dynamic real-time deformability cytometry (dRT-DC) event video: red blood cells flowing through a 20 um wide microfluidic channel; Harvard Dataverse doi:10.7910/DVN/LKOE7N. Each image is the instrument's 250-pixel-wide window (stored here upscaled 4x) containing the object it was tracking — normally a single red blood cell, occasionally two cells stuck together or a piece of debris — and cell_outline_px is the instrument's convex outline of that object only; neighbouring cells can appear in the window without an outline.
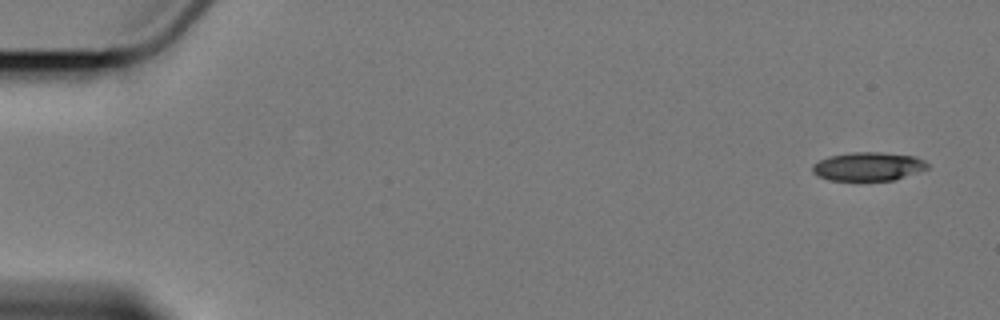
{"species": "Egyptian fruit bat (a non-hibernating species)", "species_latin": "Rousettus aegyptiacus", "temperature_condition": "cold", "stored_images_in_passage": 6, "camera_frame_rate_fps": 3000, "um_per_image_px": 0.085, "animal": {"sex": "female"}, "frame": {"image": 1, "passage_image": 1, "time_ms": 0.0, "image_size_px": [1000, 320], "cell_outline_px": [[928, 168], [892, 180], [828, 180], [816, 176], [812, 172], [812, 164], [828, 156], [852, 152], [880, 152], [912, 156], [924, 160], [928, 164]], "centroid_in_image_um": [73.73, 14.14], "position_along_channel_um": 11.3, "area_um2": 19.02}}
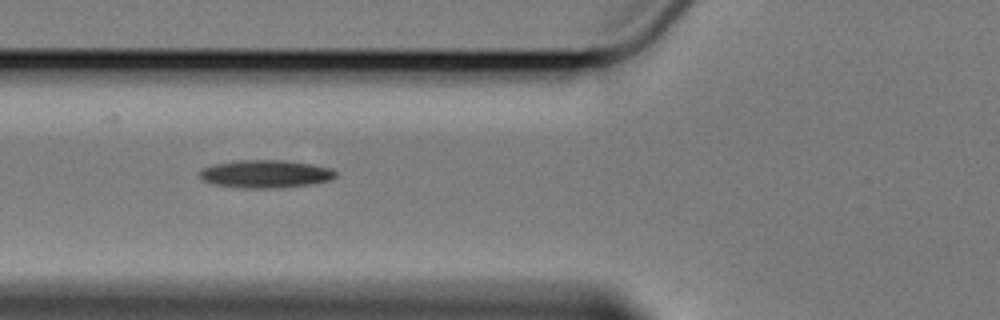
{"frame": {"image": 2, "passage_image": 5, "time_ms": 6.667, "image_size_px": [1000, 320], "cell_outline_px": [[336, 176], [328, 180], [308, 184], [276, 188], [244, 188], [212, 184], [204, 180], [200, 176], [200, 168], [216, 164], [240, 160], [284, 160], [312, 164], [332, 168], [336, 172]], "centroid_in_image_um": [22.56, 14.78], "position_along_channel_um": 103.2, "area_um2": 21.91}}
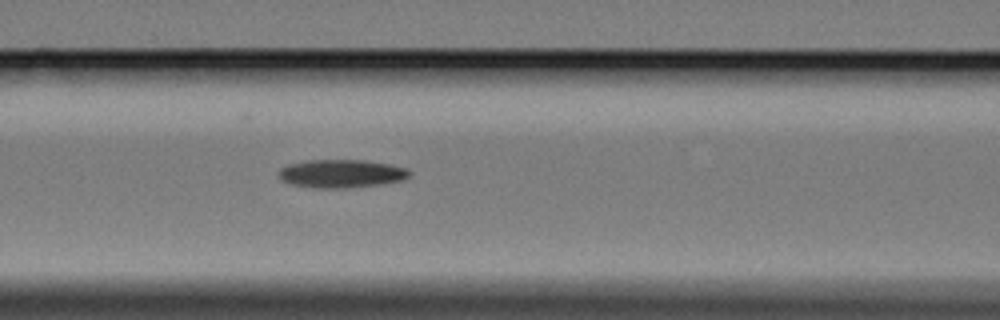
{"frame": {"image": 3, "passage_image": 6, "time_ms": 7.667, "image_size_px": [1000, 320], "cell_outline_px": [[412, 172], [404, 180], [380, 184], [348, 188], [312, 188], [292, 184], [284, 180], [280, 176], [280, 168], [288, 164], [308, 160], [364, 160], [388, 164], [408, 168]], "centroid_in_image_um": [29.05, 14.76], "position_along_channel_um": 137.5, "area_um2": 21.44}}